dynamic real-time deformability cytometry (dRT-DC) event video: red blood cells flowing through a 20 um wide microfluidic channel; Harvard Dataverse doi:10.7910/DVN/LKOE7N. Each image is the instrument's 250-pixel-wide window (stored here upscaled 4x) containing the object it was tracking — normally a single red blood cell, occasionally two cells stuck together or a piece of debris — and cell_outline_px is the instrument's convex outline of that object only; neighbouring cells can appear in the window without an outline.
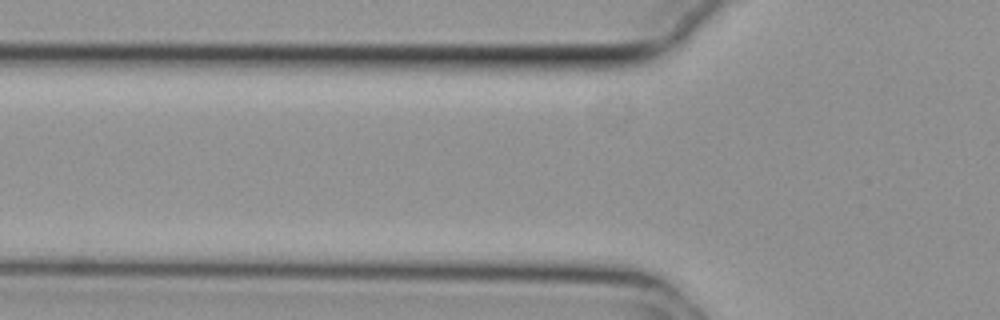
{"species": "common noctule bat (a hibernating species)", "species_latin": "Nyctalus noctula", "temperature_condition": "cold", "stored_images_in_passage": 3, "camera_frame_rate_fps": 3000, "um_per_image_px": 0.085, "animal": {"sex": "female", "body_mass_g": 29.2, "forearm_length_mm": 56.3}, "frame": {"image": 1, "passage_image": 2, "time_ms": 0.333, "image_size_px": [1000, 320], "cell_outline_px": [[596, 220], [584, 224], [440, 220], [432, 216], [440, 212], [472, 208], [572, 208], [584, 212]], "centroid_in_image_um": [44.03, 18.31], "position_along_channel_um": 81.8, "area_um2": 14.68}}